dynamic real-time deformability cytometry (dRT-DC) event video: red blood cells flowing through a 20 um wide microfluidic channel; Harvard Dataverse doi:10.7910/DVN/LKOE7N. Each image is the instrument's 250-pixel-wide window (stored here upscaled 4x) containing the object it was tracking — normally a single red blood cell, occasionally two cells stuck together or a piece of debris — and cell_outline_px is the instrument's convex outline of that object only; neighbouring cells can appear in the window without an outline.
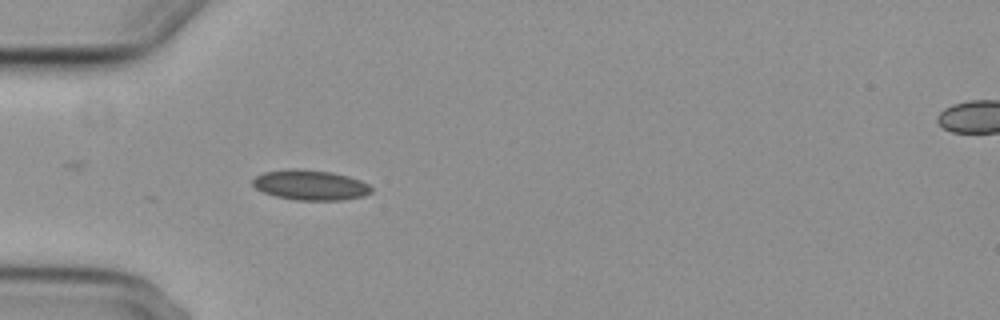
{"species": "common noctule bat (a hibernating species)", "species_latin": "Nyctalus noctula", "temperature_condition": "cold", "stored_images_in_passage": 5, "segment_of_instrument_passage": [1, 2], "camera_frame_rate_fps": 3000, "um_per_image_px": 0.085, "animal": {"sex": "female", "body_mass_g": 29.2, "forearm_length_mm": 56.3}, "frame": {"image": 1, "passage_image": 4, "time_ms": 4.333, "image_size_px": [1000, 320], "cell_outline_px": [[372, 192], [364, 196], [344, 200], [296, 200], [276, 196], [264, 192], [256, 188], [252, 184], [252, 180], [256, 176], [264, 172], [288, 168], [296, 168], [332, 172], [348, 176], [360, 180], [368, 184], [372, 188]], "centroid_in_image_um": [26.39, 15.72], "position_along_channel_um": 58.6, "area_um2": 20.92}}